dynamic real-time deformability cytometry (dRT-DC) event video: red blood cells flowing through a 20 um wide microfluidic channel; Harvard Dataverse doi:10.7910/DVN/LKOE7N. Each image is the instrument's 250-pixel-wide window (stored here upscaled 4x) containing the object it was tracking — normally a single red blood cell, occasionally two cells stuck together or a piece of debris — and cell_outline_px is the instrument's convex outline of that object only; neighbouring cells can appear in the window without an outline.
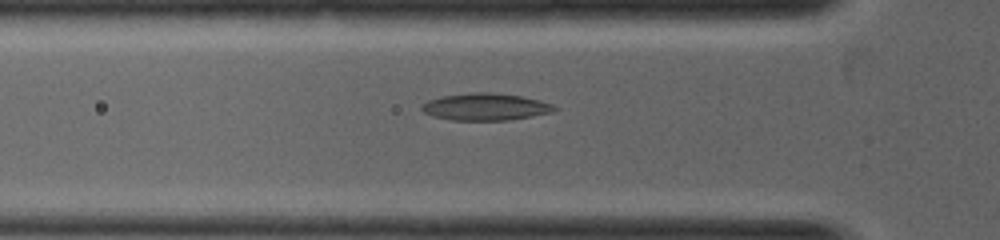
{"species": "common noctule bat (a hibernating species)", "species_latin": "Nyctalus noctula", "temperature_condition": "warm", "stored_images_in_passage": 29, "camera_frame_rate_fps": 5000, "um_per_image_px": 0.085, "animal": {"sex": "female", "body_mass_g": 19.0, "forearm_length_mm": 53.3}, "frame": {"image": 1, "passage_image": 3, "time_ms": 0.4, "image_size_px": [1000, 240], "cell_outline_px": [[560, 108], [552, 112], [532, 116], [508, 120], [452, 120], [432, 116], [424, 112], [420, 108], [420, 104], [428, 100], [440, 96], [472, 92], [488, 92], [520, 96], [540, 100], [552, 104]], "centroid_in_image_um": [41.24, 9.08], "position_along_channel_um": 84.6, "area_um2": 21.04}}
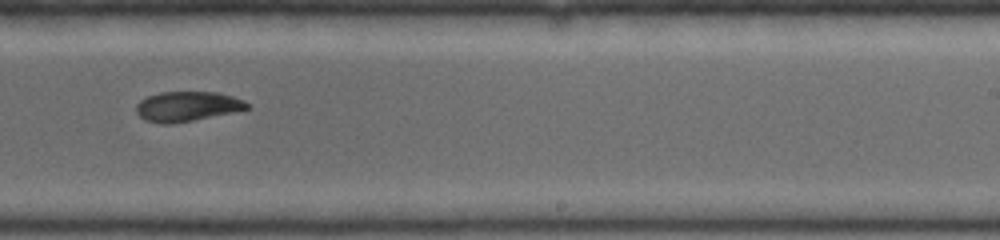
{"frame": {"image": 2, "passage_image": 14, "time_ms": 2.6, "image_size_px": [1000, 240], "cell_outline_px": [[252, 108], [172, 124], [160, 124], [144, 120], [136, 112], [136, 104], [140, 100], [148, 96], [160, 92], [216, 92], [232, 96], [244, 100], [252, 104]], "centroid_in_image_um": [15.92, 9.04], "position_along_channel_um": 273.1, "area_um2": 19.36}}
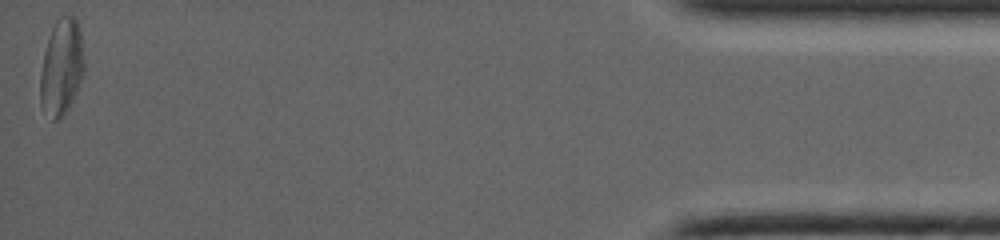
{"frame": {"image": 3, "passage_image": 29, "time_ms": 5.6, "image_size_px": [1000, 240], "cell_outline_px": [[84, 72], [76, 92], [68, 108], [60, 120], [52, 120], [40, 104], [40, 72], [44, 52], [52, 28], [56, 20], [60, 16], [72, 12], [76, 20], [80, 32], [84, 64]], "centroid_in_image_um": [5.22, 5.69], "position_along_channel_um": 430.0, "area_um2": 24.62}}